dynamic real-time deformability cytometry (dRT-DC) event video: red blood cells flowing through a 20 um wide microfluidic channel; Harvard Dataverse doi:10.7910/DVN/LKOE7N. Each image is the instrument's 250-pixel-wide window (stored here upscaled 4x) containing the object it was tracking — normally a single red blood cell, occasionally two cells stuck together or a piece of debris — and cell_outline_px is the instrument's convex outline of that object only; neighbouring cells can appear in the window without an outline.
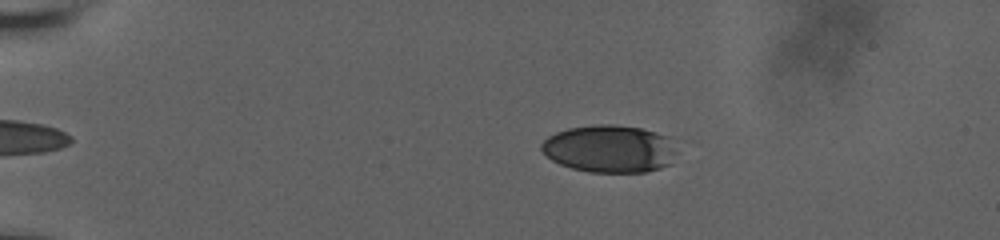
{"species": "human", "species_latin": "Homo sapiens", "temperature_condition": "room temperature", "stored_images_in_passage": 49, "camera_frame_rate_fps": 3000, "um_per_image_px": 0.085, "donor": {"sex": "male"}, "frame": {"image": 1, "passage_image": 3, "time_ms": 0.667, "image_size_px": [1000, 240], "cell_outline_px": [[676, 152], [672, 164], [660, 168], [644, 172], [588, 172], [572, 168], [560, 164], [552, 160], [540, 148], [540, 144], [548, 136], [556, 132], [568, 128], [596, 124], [616, 124], [640, 128], [656, 132], [668, 136]], "centroid_in_image_um": [51.81, 12.64], "position_along_channel_um": 33.2, "area_um2": 37.63}}
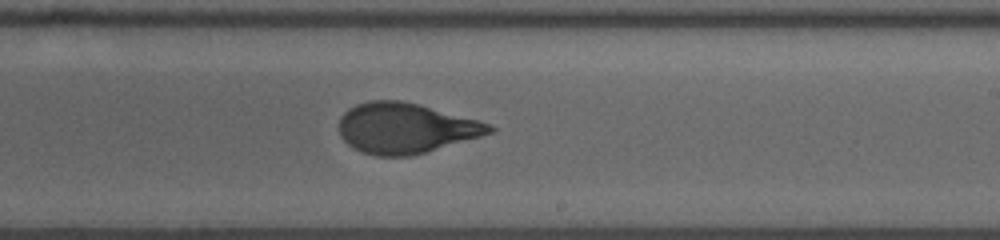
{"frame": {"image": 2, "passage_image": 28, "time_ms": 9.0, "image_size_px": [1000, 240], "cell_outline_px": [[496, 128], [492, 132], [480, 136], [412, 156], [376, 156], [352, 148], [340, 136], [340, 120], [344, 112], [348, 108], [356, 104], [368, 100], [400, 100], [420, 104], [476, 120], [488, 124]], "centroid_in_image_um": [34.42, 10.89], "position_along_channel_um": 254.6, "area_um2": 43.81}}
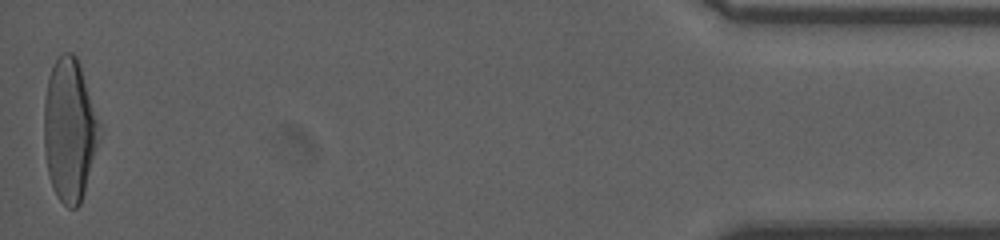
{"frame": {"image": 3, "passage_image": 49, "time_ms": 16.0, "image_size_px": [1000, 240], "cell_outline_px": [[100, 124], [96, 144], [84, 192], [80, 204], [76, 208], [68, 208], [60, 200], [52, 184], [48, 172], [44, 148], [44, 100], [48, 76], [56, 60], [64, 52], [72, 52], [76, 56]], "centroid_in_image_um": [5.87, 11.03], "position_along_channel_um": 429.3, "area_um2": 44.91}, "authors_computed_cell_mechanics": {"area_um2": 43.6968, "velocity_mm_per_s": 3.6623, "shape_relaxation_time_tau1_ms": 4.0785, "shape_relaxation_time_tau2_ms": 0.8773, "deformation_change_tau1": 0.1979, "deformation_change_tau2": 0.07}}